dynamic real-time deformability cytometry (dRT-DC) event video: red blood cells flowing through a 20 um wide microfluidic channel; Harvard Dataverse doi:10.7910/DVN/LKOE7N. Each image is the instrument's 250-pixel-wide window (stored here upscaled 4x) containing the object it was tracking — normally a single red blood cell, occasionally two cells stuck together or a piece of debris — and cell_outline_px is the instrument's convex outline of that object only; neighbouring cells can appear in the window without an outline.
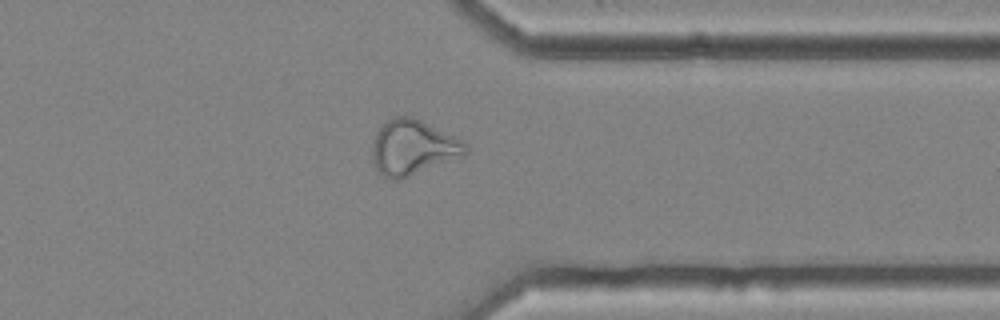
{"species": "common noctule bat (a hibernating species)", "species_latin": "Nyctalus noctula", "temperature_condition": "cold", "stored_images_in_passage": 41, "camera_frame_rate_fps": 3000, "um_per_image_px": 0.085, "animal": {"sex": "female", "body_mass_g": 25.1}, "frame": {"image": 1, "passage_image": 30, "time_ms": 9.667, "image_size_px": [1000, 320], "cell_outline_px": [[468, 152], [464, 156], [408, 176], [396, 180], [392, 180], [384, 176], [376, 168], [372, 156], [372, 144], [376, 132], [392, 116], [412, 116], [464, 140], [468, 144]], "centroid_in_image_um": [35.12, 12.52], "position_along_channel_um": 376.3, "area_um2": 29.88}, "authors_computed_cell_mechanics": {"area_um2": 27.8596, "velocity_mm_per_s": 3.6749, "shape_relaxation_time_tau1_ms": null, "shape_relaxation_time_tau2_ms": 2.0236, "deformation_change_tau1": null, "deformation_change_tau2": 0.104}}